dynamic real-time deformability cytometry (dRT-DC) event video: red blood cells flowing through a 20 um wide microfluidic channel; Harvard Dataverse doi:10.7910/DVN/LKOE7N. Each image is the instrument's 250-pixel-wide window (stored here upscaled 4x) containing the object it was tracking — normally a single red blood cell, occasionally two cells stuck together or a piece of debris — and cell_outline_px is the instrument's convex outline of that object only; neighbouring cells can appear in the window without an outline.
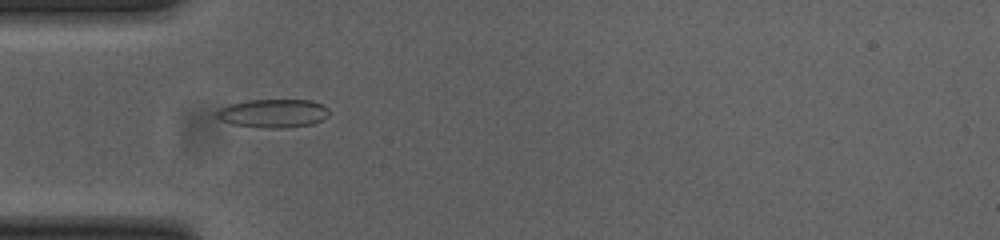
{"species": "common noctule bat (a hibernating species)", "species_latin": "Nyctalus noctula", "temperature_condition": "cold", "stored_images_in_passage": 38, "camera_frame_rate_fps": 3000, "um_per_image_px": 0.085, "animal": {"sex": "female", "body_mass_g": 23.0, "forearm_length_mm": 53.4}, "frame": {"image": 1, "passage_image": 2, "time_ms": 0.333, "image_size_px": [1000, 240], "cell_outline_px": [[328, 116], [312, 124], [284, 128], [264, 128], [232, 124], [216, 116], [216, 112], [220, 108], [228, 104], [248, 100], [312, 100], [324, 104], [328, 108]], "centroid_in_image_um": [23.24, 9.62], "position_along_channel_um": 61.8, "area_um2": 18.67}}
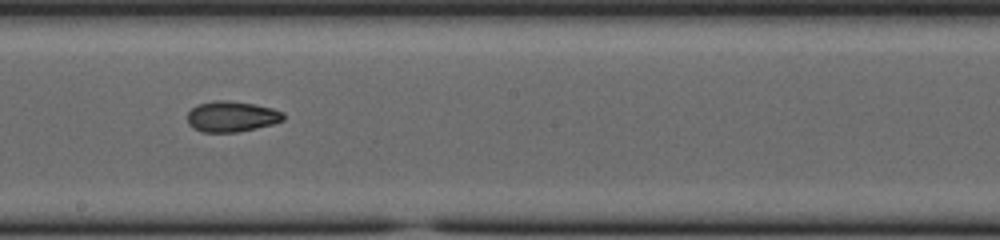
{"frame": {"image": 2, "passage_image": 15, "time_ms": 4.667, "image_size_px": [1000, 240], "cell_outline_px": [[284, 120], [272, 124], [256, 128], [236, 132], [204, 132], [192, 128], [188, 124], [188, 112], [196, 104], [212, 100], [228, 100], [256, 104], [272, 108], [284, 112]], "centroid_in_image_um": [19.68, 9.89], "position_along_channel_um": 228.5, "area_um2": 17.34}}
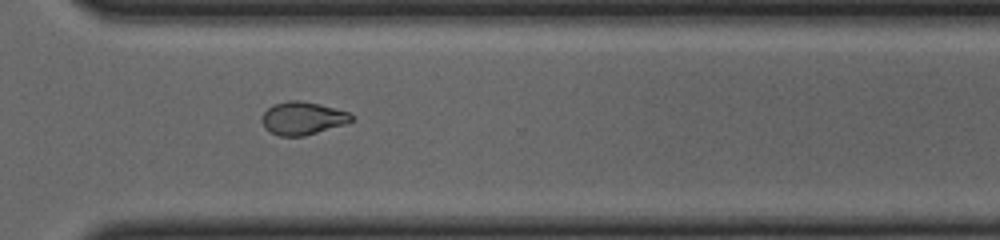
{"frame": {"image": 3, "passage_image": 24, "time_ms": 7.667, "image_size_px": [1000, 240], "cell_outline_px": [[352, 120], [348, 124], [304, 136], [280, 136], [264, 128], [260, 120], [260, 116], [272, 104], [288, 100], [300, 100], [320, 104], [348, 112], [352, 116]], "centroid_in_image_um": [25.7, 10.05], "position_along_channel_um": 344.9, "area_um2": 17.4}, "authors_computed_cell_mechanics": {"area_um2": 17.4267, "velocity_mm_per_s": 3.8836, "shape_relaxation_time_tau1_ms": 6.8601, "shape_relaxation_time_tau2_ms": 2.4347, "deformation_change_tau1": 0.1982, "deformation_change_tau2": 0.0707}}